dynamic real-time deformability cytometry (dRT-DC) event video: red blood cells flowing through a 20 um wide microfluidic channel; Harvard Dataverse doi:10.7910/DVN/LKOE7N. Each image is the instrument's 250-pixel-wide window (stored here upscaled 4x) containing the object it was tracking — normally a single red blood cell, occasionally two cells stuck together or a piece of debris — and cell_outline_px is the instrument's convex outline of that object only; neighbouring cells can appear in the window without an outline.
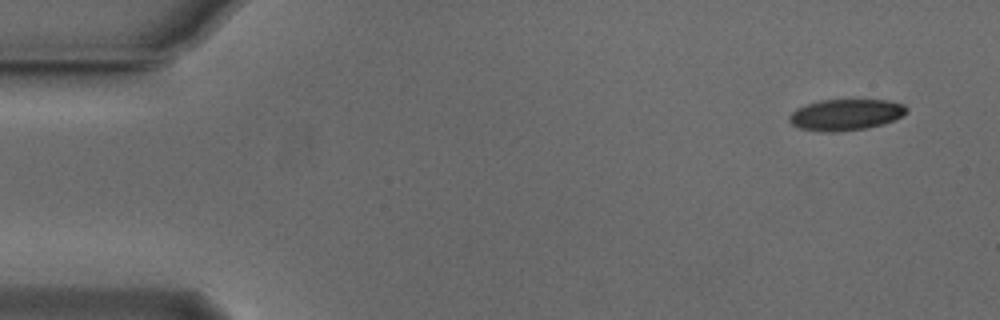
{"species": "Egyptian fruit bat (a non-hibernating species)", "species_latin": "Rousettus aegyptiacus", "temperature_condition": "cold", "stored_images_in_passage": 51, "camera_frame_rate_fps": 3000, "um_per_image_px": 0.085, "animal": {"sex": "male"}, "frame": {"image": 1, "passage_image": 1, "time_ms": 0.0, "image_size_px": [1000, 320], "cell_outline_px": [[908, 112], [892, 120], [880, 124], [864, 128], [836, 132], [824, 132], [800, 128], [792, 124], [788, 120], [788, 116], [796, 108], [820, 100], [888, 100], [904, 104], [908, 108]], "centroid_in_image_um": [71.86, 9.74], "position_along_channel_um": 13.1, "area_um2": 21.15}}
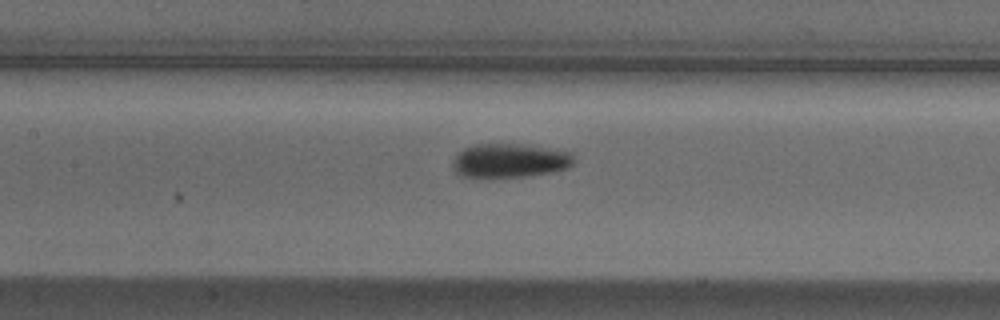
{"frame": {"image": 2, "passage_image": 22, "time_ms": 7.0, "image_size_px": [1000, 320], "cell_outline_px": [[572, 164], [568, 168], [552, 172], [528, 176], [460, 176], [452, 168], [452, 160], [464, 148], [472, 144], [516, 144], [572, 152]], "centroid_in_image_um": [43.3, 13.64], "position_along_channel_um": 164.1, "area_um2": 23.58}}
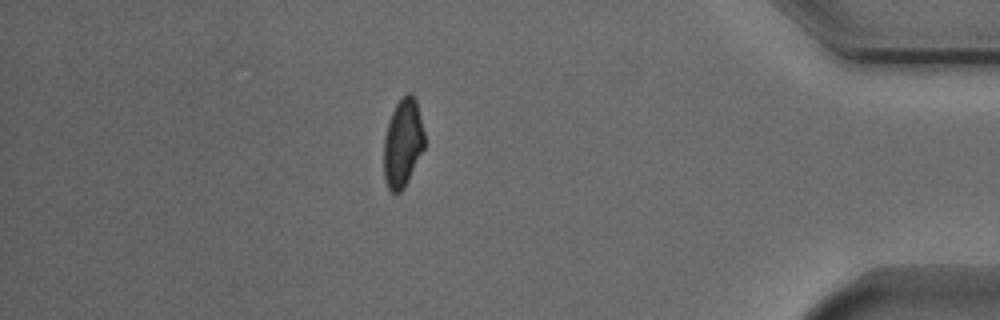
{"frame": {"image": 3, "passage_image": 44, "time_ms": 14.333, "image_size_px": [1000, 320], "cell_outline_px": [[424, 148], [404, 188], [400, 192], [392, 192], [388, 188], [384, 180], [384, 136], [388, 120], [396, 104], [408, 92], [412, 92], [416, 100], [424, 132]], "centroid_in_image_um": [34.22, 12.15], "position_along_channel_um": 401.0, "area_um2": 20.87}, "authors_computed_cell_mechanics": {"area_um2": 22.542, "velocity_mm_per_s": 3.8185, "shape_relaxation_time_tau1_ms": 3.38, "shape_relaxation_time_tau2_ms": 5.0022, "deformation_change_tau1": 0.1177, "deformation_change_tau2": 0.091}}